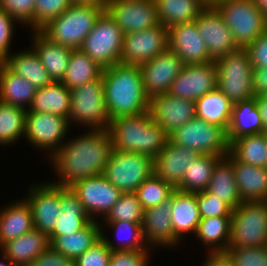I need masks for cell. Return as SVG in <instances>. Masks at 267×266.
Wrapping results in <instances>:
<instances>
[{"label":"cell","mask_w":267,"mask_h":266,"mask_svg":"<svg viewBox=\"0 0 267 266\" xmlns=\"http://www.w3.org/2000/svg\"><path fill=\"white\" fill-rule=\"evenodd\" d=\"M71 4V0H35L34 31H39L49 21L58 18Z\"/></svg>","instance_id":"7dc6e473"},{"label":"cell","mask_w":267,"mask_h":266,"mask_svg":"<svg viewBox=\"0 0 267 266\" xmlns=\"http://www.w3.org/2000/svg\"><path fill=\"white\" fill-rule=\"evenodd\" d=\"M24 198L30 206L34 228L49 235L62 214L60 208V186L46 183L34 184Z\"/></svg>","instance_id":"d6986e66"},{"label":"cell","mask_w":267,"mask_h":266,"mask_svg":"<svg viewBox=\"0 0 267 266\" xmlns=\"http://www.w3.org/2000/svg\"><path fill=\"white\" fill-rule=\"evenodd\" d=\"M217 66V88L233 103L255 97L253 89V67L246 49H237L215 60Z\"/></svg>","instance_id":"8992f818"},{"label":"cell","mask_w":267,"mask_h":266,"mask_svg":"<svg viewBox=\"0 0 267 266\" xmlns=\"http://www.w3.org/2000/svg\"><path fill=\"white\" fill-rule=\"evenodd\" d=\"M27 109L0 101V145H11L25 133Z\"/></svg>","instance_id":"7bdbcfd3"},{"label":"cell","mask_w":267,"mask_h":266,"mask_svg":"<svg viewBox=\"0 0 267 266\" xmlns=\"http://www.w3.org/2000/svg\"><path fill=\"white\" fill-rule=\"evenodd\" d=\"M105 102L110 119L149 110L139 66L115 64L102 71Z\"/></svg>","instance_id":"7a4b0ae2"},{"label":"cell","mask_w":267,"mask_h":266,"mask_svg":"<svg viewBox=\"0 0 267 266\" xmlns=\"http://www.w3.org/2000/svg\"><path fill=\"white\" fill-rule=\"evenodd\" d=\"M104 10L124 35L160 24L154 0H109Z\"/></svg>","instance_id":"4fadbf2b"},{"label":"cell","mask_w":267,"mask_h":266,"mask_svg":"<svg viewBox=\"0 0 267 266\" xmlns=\"http://www.w3.org/2000/svg\"><path fill=\"white\" fill-rule=\"evenodd\" d=\"M231 217H208L200 219L195 236L209 247L211 256L222 255L227 249L230 237ZM222 242V243H221Z\"/></svg>","instance_id":"74e56055"},{"label":"cell","mask_w":267,"mask_h":266,"mask_svg":"<svg viewBox=\"0 0 267 266\" xmlns=\"http://www.w3.org/2000/svg\"><path fill=\"white\" fill-rule=\"evenodd\" d=\"M232 166L242 201H267V168L240 162L233 155Z\"/></svg>","instance_id":"4316f807"},{"label":"cell","mask_w":267,"mask_h":266,"mask_svg":"<svg viewBox=\"0 0 267 266\" xmlns=\"http://www.w3.org/2000/svg\"><path fill=\"white\" fill-rule=\"evenodd\" d=\"M267 245V201L242 202L232 211L228 248Z\"/></svg>","instance_id":"52a82bcc"},{"label":"cell","mask_w":267,"mask_h":266,"mask_svg":"<svg viewBox=\"0 0 267 266\" xmlns=\"http://www.w3.org/2000/svg\"><path fill=\"white\" fill-rule=\"evenodd\" d=\"M213 6L223 17L239 49H246L267 30V17L255 0H220Z\"/></svg>","instance_id":"5b68a950"},{"label":"cell","mask_w":267,"mask_h":266,"mask_svg":"<svg viewBox=\"0 0 267 266\" xmlns=\"http://www.w3.org/2000/svg\"><path fill=\"white\" fill-rule=\"evenodd\" d=\"M171 224L174 230V246L183 234L196 233L201 219L196 202V192H182L175 189L170 195Z\"/></svg>","instance_id":"603a6c76"},{"label":"cell","mask_w":267,"mask_h":266,"mask_svg":"<svg viewBox=\"0 0 267 266\" xmlns=\"http://www.w3.org/2000/svg\"><path fill=\"white\" fill-rule=\"evenodd\" d=\"M105 223L108 224L110 228L112 227L113 230L115 229L114 232H116L120 241L119 245L114 244L111 240H109V238H106L107 236L103 231H101V237L104 239L106 245L111 249V251H149L148 245L145 244L146 242L143 236L142 223H132L126 221ZM120 236L125 239H122Z\"/></svg>","instance_id":"b9f144b4"},{"label":"cell","mask_w":267,"mask_h":266,"mask_svg":"<svg viewBox=\"0 0 267 266\" xmlns=\"http://www.w3.org/2000/svg\"><path fill=\"white\" fill-rule=\"evenodd\" d=\"M36 90L25 78L14 74L0 63V101L29 109Z\"/></svg>","instance_id":"d590c367"},{"label":"cell","mask_w":267,"mask_h":266,"mask_svg":"<svg viewBox=\"0 0 267 266\" xmlns=\"http://www.w3.org/2000/svg\"><path fill=\"white\" fill-rule=\"evenodd\" d=\"M175 188L154 173L147 178L135 191V194L144 210L155 207L169 200Z\"/></svg>","instance_id":"ee69618b"},{"label":"cell","mask_w":267,"mask_h":266,"mask_svg":"<svg viewBox=\"0 0 267 266\" xmlns=\"http://www.w3.org/2000/svg\"><path fill=\"white\" fill-rule=\"evenodd\" d=\"M196 202L201 219L208 217H231L233 209L219 197L206 190L196 192Z\"/></svg>","instance_id":"c3c4849f"},{"label":"cell","mask_w":267,"mask_h":266,"mask_svg":"<svg viewBox=\"0 0 267 266\" xmlns=\"http://www.w3.org/2000/svg\"><path fill=\"white\" fill-rule=\"evenodd\" d=\"M6 207L0 211V247L34 229L32 212L25 199Z\"/></svg>","instance_id":"4dcf8cb0"},{"label":"cell","mask_w":267,"mask_h":266,"mask_svg":"<svg viewBox=\"0 0 267 266\" xmlns=\"http://www.w3.org/2000/svg\"><path fill=\"white\" fill-rule=\"evenodd\" d=\"M230 153L240 162L267 168V131L235 139Z\"/></svg>","instance_id":"ab89813d"},{"label":"cell","mask_w":267,"mask_h":266,"mask_svg":"<svg viewBox=\"0 0 267 266\" xmlns=\"http://www.w3.org/2000/svg\"><path fill=\"white\" fill-rule=\"evenodd\" d=\"M206 191L219 197L233 210L243 202L235 182L231 153L217 162Z\"/></svg>","instance_id":"d6a6232c"},{"label":"cell","mask_w":267,"mask_h":266,"mask_svg":"<svg viewBox=\"0 0 267 266\" xmlns=\"http://www.w3.org/2000/svg\"><path fill=\"white\" fill-rule=\"evenodd\" d=\"M207 260L202 266H231L222 255L211 256L207 255Z\"/></svg>","instance_id":"680465c9"},{"label":"cell","mask_w":267,"mask_h":266,"mask_svg":"<svg viewBox=\"0 0 267 266\" xmlns=\"http://www.w3.org/2000/svg\"><path fill=\"white\" fill-rule=\"evenodd\" d=\"M33 32V45L31 47L38 54L50 79L55 82H61L69 65L72 49L52 42L40 31Z\"/></svg>","instance_id":"83f0119b"},{"label":"cell","mask_w":267,"mask_h":266,"mask_svg":"<svg viewBox=\"0 0 267 266\" xmlns=\"http://www.w3.org/2000/svg\"><path fill=\"white\" fill-rule=\"evenodd\" d=\"M195 21L213 61L239 49L223 17L213 5H208Z\"/></svg>","instance_id":"ac0fdd59"},{"label":"cell","mask_w":267,"mask_h":266,"mask_svg":"<svg viewBox=\"0 0 267 266\" xmlns=\"http://www.w3.org/2000/svg\"><path fill=\"white\" fill-rule=\"evenodd\" d=\"M253 68L267 67V30L247 48Z\"/></svg>","instance_id":"db71d44e"},{"label":"cell","mask_w":267,"mask_h":266,"mask_svg":"<svg viewBox=\"0 0 267 266\" xmlns=\"http://www.w3.org/2000/svg\"><path fill=\"white\" fill-rule=\"evenodd\" d=\"M123 37L121 28L104 10L80 49L105 69L120 63Z\"/></svg>","instance_id":"30bf717a"},{"label":"cell","mask_w":267,"mask_h":266,"mask_svg":"<svg viewBox=\"0 0 267 266\" xmlns=\"http://www.w3.org/2000/svg\"><path fill=\"white\" fill-rule=\"evenodd\" d=\"M215 155H200L185 170L182 182L175 188L182 192H200L206 190L217 162L221 159Z\"/></svg>","instance_id":"60d3db41"},{"label":"cell","mask_w":267,"mask_h":266,"mask_svg":"<svg viewBox=\"0 0 267 266\" xmlns=\"http://www.w3.org/2000/svg\"><path fill=\"white\" fill-rule=\"evenodd\" d=\"M257 107L260 111L261 120L264 126V129L267 131V95H258L256 96Z\"/></svg>","instance_id":"6f0895ef"},{"label":"cell","mask_w":267,"mask_h":266,"mask_svg":"<svg viewBox=\"0 0 267 266\" xmlns=\"http://www.w3.org/2000/svg\"><path fill=\"white\" fill-rule=\"evenodd\" d=\"M29 266H74V260L49 247L41 255L37 256Z\"/></svg>","instance_id":"11a10c76"},{"label":"cell","mask_w":267,"mask_h":266,"mask_svg":"<svg viewBox=\"0 0 267 266\" xmlns=\"http://www.w3.org/2000/svg\"><path fill=\"white\" fill-rule=\"evenodd\" d=\"M256 5L262 10L263 14L267 17V0H255Z\"/></svg>","instance_id":"94428289"},{"label":"cell","mask_w":267,"mask_h":266,"mask_svg":"<svg viewBox=\"0 0 267 266\" xmlns=\"http://www.w3.org/2000/svg\"><path fill=\"white\" fill-rule=\"evenodd\" d=\"M144 209L135 192L122 193L117 203L105 217L106 222L126 221L142 223Z\"/></svg>","instance_id":"f6af8a7d"},{"label":"cell","mask_w":267,"mask_h":266,"mask_svg":"<svg viewBox=\"0 0 267 266\" xmlns=\"http://www.w3.org/2000/svg\"><path fill=\"white\" fill-rule=\"evenodd\" d=\"M201 154L167 141L163 150L153 159L154 174L176 188L183 180L185 170Z\"/></svg>","instance_id":"7402d4cb"},{"label":"cell","mask_w":267,"mask_h":266,"mask_svg":"<svg viewBox=\"0 0 267 266\" xmlns=\"http://www.w3.org/2000/svg\"><path fill=\"white\" fill-rule=\"evenodd\" d=\"M153 158L137 152L114 151L103 175L122 193L135 192L154 173Z\"/></svg>","instance_id":"8fae6325"},{"label":"cell","mask_w":267,"mask_h":266,"mask_svg":"<svg viewBox=\"0 0 267 266\" xmlns=\"http://www.w3.org/2000/svg\"><path fill=\"white\" fill-rule=\"evenodd\" d=\"M264 132L266 130L257 107L256 96L233 104L231 120L227 130L229 144L240 137Z\"/></svg>","instance_id":"f1b7e54d"},{"label":"cell","mask_w":267,"mask_h":266,"mask_svg":"<svg viewBox=\"0 0 267 266\" xmlns=\"http://www.w3.org/2000/svg\"><path fill=\"white\" fill-rule=\"evenodd\" d=\"M159 22L169 28L194 21L208 6L205 0H154Z\"/></svg>","instance_id":"8d00e7d4"},{"label":"cell","mask_w":267,"mask_h":266,"mask_svg":"<svg viewBox=\"0 0 267 266\" xmlns=\"http://www.w3.org/2000/svg\"><path fill=\"white\" fill-rule=\"evenodd\" d=\"M233 103L218 88L195 101L196 117L228 130Z\"/></svg>","instance_id":"e575fe53"},{"label":"cell","mask_w":267,"mask_h":266,"mask_svg":"<svg viewBox=\"0 0 267 266\" xmlns=\"http://www.w3.org/2000/svg\"><path fill=\"white\" fill-rule=\"evenodd\" d=\"M184 65V62L169 48L152 60L139 65L145 94L149 99L168 93Z\"/></svg>","instance_id":"2e32d148"},{"label":"cell","mask_w":267,"mask_h":266,"mask_svg":"<svg viewBox=\"0 0 267 266\" xmlns=\"http://www.w3.org/2000/svg\"><path fill=\"white\" fill-rule=\"evenodd\" d=\"M148 111L168 136L196 117L195 101L172 96L169 93L151 97Z\"/></svg>","instance_id":"ffe728a7"},{"label":"cell","mask_w":267,"mask_h":266,"mask_svg":"<svg viewBox=\"0 0 267 266\" xmlns=\"http://www.w3.org/2000/svg\"><path fill=\"white\" fill-rule=\"evenodd\" d=\"M89 132L65 141L49 155L59 179V186L70 187L78 180L103 174L115 151L108 130L88 129Z\"/></svg>","instance_id":"6da1fadb"},{"label":"cell","mask_w":267,"mask_h":266,"mask_svg":"<svg viewBox=\"0 0 267 266\" xmlns=\"http://www.w3.org/2000/svg\"><path fill=\"white\" fill-rule=\"evenodd\" d=\"M50 247L47 234L32 229L17 239L3 244L0 248L13 266H29V264Z\"/></svg>","instance_id":"484cf974"},{"label":"cell","mask_w":267,"mask_h":266,"mask_svg":"<svg viewBox=\"0 0 267 266\" xmlns=\"http://www.w3.org/2000/svg\"><path fill=\"white\" fill-rule=\"evenodd\" d=\"M103 69L81 49L71 51L69 65L61 82L72 90L101 77Z\"/></svg>","instance_id":"f35d334b"},{"label":"cell","mask_w":267,"mask_h":266,"mask_svg":"<svg viewBox=\"0 0 267 266\" xmlns=\"http://www.w3.org/2000/svg\"><path fill=\"white\" fill-rule=\"evenodd\" d=\"M108 132L115 151L142 153L153 159L169 140L165 130L152 119L149 111L112 119Z\"/></svg>","instance_id":"3957f363"},{"label":"cell","mask_w":267,"mask_h":266,"mask_svg":"<svg viewBox=\"0 0 267 266\" xmlns=\"http://www.w3.org/2000/svg\"><path fill=\"white\" fill-rule=\"evenodd\" d=\"M2 255H3L2 258L3 261H0V266H13L10 260L4 254Z\"/></svg>","instance_id":"6125c7cd"},{"label":"cell","mask_w":267,"mask_h":266,"mask_svg":"<svg viewBox=\"0 0 267 266\" xmlns=\"http://www.w3.org/2000/svg\"><path fill=\"white\" fill-rule=\"evenodd\" d=\"M217 66L215 61L186 64L173 81L169 94L196 101L217 88Z\"/></svg>","instance_id":"e0dca14e"},{"label":"cell","mask_w":267,"mask_h":266,"mask_svg":"<svg viewBox=\"0 0 267 266\" xmlns=\"http://www.w3.org/2000/svg\"><path fill=\"white\" fill-rule=\"evenodd\" d=\"M18 23L6 11L0 8V61L3 62L10 55V43L14 33L13 26Z\"/></svg>","instance_id":"f5cc1de1"},{"label":"cell","mask_w":267,"mask_h":266,"mask_svg":"<svg viewBox=\"0 0 267 266\" xmlns=\"http://www.w3.org/2000/svg\"><path fill=\"white\" fill-rule=\"evenodd\" d=\"M71 105V90L62 82L52 81L36 90L27 112L50 113L68 119Z\"/></svg>","instance_id":"1f68e13d"},{"label":"cell","mask_w":267,"mask_h":266,"mask_svg":"<svg viewBox=\"0 0 267 266\" xmlns=\"http://www.w3.org/2000/svg\"><path fill=\"white\" fill-rule=\"evenodd\" d=\"M148 251H111L109 266H147Z\"/></svg>","instance_id":"816d5d0a"},{"label":"cell","mask_w":267,"mask_h":266,"mask_svg":"<svg viewBox=\"0 0 267 266\" xmlns=\"http://www.w3.org/2000/svg\"><path fill=\"white\" fill-rule=\"evenodd\" d=\"M100 222L92 220L85 228L59 237H49L50 247L63 256L76 260L101 238Z\"/></svg>","instance_id":"f546056e"},{"label":"cell","mask_w":267,"mask_h":266,"mask_svg":"<svg viewBox=\"0 0 267 266\" xmlns=\"http://www.w3.org/2000/svg\"><path fill=\"white\" fill-rule=\"evenodd\" d=\"M168 46L184 64L213 61L208 54L204 39L199 34L196 21L181 23L167 28Z\"/></svg>","instance_id":"44dd1931"},{"label":"cell","mask_w":267,"mask_h":266,"mask_svg":"<svg viewBox=\"0 0 267 266\" xmlns=\"http://www.w3.org/2000/svg\"><path fill=\"white\" fill-rule=\"evenodd\" d=\"M109 0H71L72 3H80V4H93L102 7H106V4Z\"/></svg>","instance_id":"91938a15"},{"label":"cell","mask_w":267,"mask_h":266,"mask_svg":"<svg viewBox=\"0 0 267 266\" xmlns=\"http://www.w3.org/2000/svg\"><path fill=\"white\" fill-rule=\"evenodd\" d=\"M60 208L62 214L57 218V223L48 237L74 233L92 221L78 195L70 187L60 186Z\"/></svg>","instance_id":"d4e9b609"},{"label":"cell","mask_w":267,"mask_h":266,"mask_svg":"<svg viewBox=\"0 0 267 266\" xmlns=\"http://www.w3.org/2000/svg\"><path fill=\"white\" fill-rule=\"evenodd\" d=\"M168 48V30L160 23L155 27L124 35L120 63L139 66Z\"/></svg>","instance_id":"7c38bea8"},{"label":"cell","mask_w":267,"mask_h":266,"mask_svg":"<svg viewBox=\"0 0 267 266\" xmlns=\"http://www.w3.org/2000/svg\"><path fill=\"white\" fill-rule=\"evenodd\" d=\"M35 0H0V8L12 16L14 20L31 27L34 31Z\"/></svg>","instance_id":"681fc988"},{"label":"cell","mask_w":267,"mask_h":266,"mask_svg":"<svg viewBox=\"0 0 267 266\" xmlns=\"http://www.w3.org/2000/svg\"><path fill=\"white\" fill-rule=\"evenodd\" d=\"M70 188L78 195L92 220L100 215L105 217L122 194L103 174L78 180Z\"/></svg>","instance_id":"9a60e30c"},{"label":"cell","mask_w":267,"mask_h":266,"mask_svg":"<svg viewBox=\"0 0 267 266\" xmlns=\"http://www.w3.org/2000/svg\"><path fill=\"white\" fill-rule=\"evenodd\" d=\"M252 80L255 96L267 94V67L253 68Z\"/></svg>","instance_id":"9f6ffc18"},{"label":"cell","mask_w":267,"mask_h":266,"mask_svg":"<svg viewBox=\"0 0 267 266\" xmlns=\"http://www.w3.org/2000/svg\"><path fill=\"white\" fill-rule=\"evenodd\" d=\"M111 249L101 237L87 251L74 260V266H109Z\"/></svg>","instance_id":"f907efd6"},{"label":"cell","mask_w":267,"mask_h":266,"mask_svg":"<svg viewBox=\"0 0 267 266\" xmlns=\"http://www.w3.org/2000/svg\"><path fill=\"white\" fill-rule=\"evenodd\" d=\"M69 126L71 125H69L68 119L63 116L26 112L24 137L35 147L48 150L52 155L64 144L61 142H65L64 136L67 134Z\"/></svg>","instance_id":"5bb4252c"},{"label":"cell","mask_w":267,"mask_h":266,"mask_svg":"<svg viewBox=\"0 0 267 266\" xmlns=\"http://www.w3.org/2000/svg\"><path fill=\"white\" fill-rule=\"evenodd\" d=\"M2 63L14 74L25 78L36 89L52 82L33 48L10 54Z\"/></svg>","instance_id":"836d02e7"},{"label":"cell","mask_w":267,"mask_h":266,"mask_svg":"<svg viewBox=\"0 0 267 266\" xmlns=\"http://www.w3.org/2000/svg\"><path fill=\"white\" fill-rule=\"evenodd\" d=\"M169 140L177 146L196 150L202 155L226 157L230 153L227 131L198 117L176 129Z\"/></svg>","instance_id":"9c48e42d"},{"label":"cell","mask_w":267,"mask_h":266,"mask_svg":"<svg viewBox=\"0 0 267 266\" xmlns=\"http://www.w3.org/2000/svg\"><path fill=\"white\" fill-rule=\"evenodd\" d=\"M170 213V198L155 207L144 210L142 230L148 246L162 245V248L174 246V230Z\"/></svg>","instance_id":"cb8c5ba5"},{"label":"cell","mask_w":267,"mask_h":266,"mask_svg":"<svg viewBox=\"0 0 267 266\" xmlns=\"http://www.w3.org/2000/svg\"><path fill=\"white\" fill-rule=\"evenodd\" d=\"M103 11L102 6L72 3L58 18L49 21L39 31L54 43L72 50L80 49Z\"/></svg>","instance_id":"277c9868"},{"label":"cell","mask_w":267,"mask_h":266,"mask_svg":"<svg viewBox=\"0 0 267 266\" xmlns=\"http://www.w3.org/2000/svg\"><path fill=\"white\" fill-rule=\"evenodd\" d=\"M222 256L231 266H267V245L228 248Z\"/></svg>","instance_id":"bcb514c9"},{"label":"cell","mask_w":267,"mask_h":266,"mask_svg":"<svg viewBox=\"0 0 267 266\" xmlns=\"http://www.w3.org/2000/svg\"><path fill=\"white\" fill-rule=\"evenodd\" d=\"M80 123L90 129L108 130L110 117L105 102L102 76L71 90L68 123Z\"/></svg>","instance_id":"ba28073f"},{"label":"cell","mask_w":267,"mask_h":266,"mask_svg":"<svg viewBox=\"0 0 267 266\" xmlns=\"http://www.w3.org/2000/svg\"><path fill=\"white\" fill-rule=\"evenodd\" d=\"M218 1H220V0H205L207 5H214Z\"/></svg>","instance_id":"be15d7a7"}]
</instances>
